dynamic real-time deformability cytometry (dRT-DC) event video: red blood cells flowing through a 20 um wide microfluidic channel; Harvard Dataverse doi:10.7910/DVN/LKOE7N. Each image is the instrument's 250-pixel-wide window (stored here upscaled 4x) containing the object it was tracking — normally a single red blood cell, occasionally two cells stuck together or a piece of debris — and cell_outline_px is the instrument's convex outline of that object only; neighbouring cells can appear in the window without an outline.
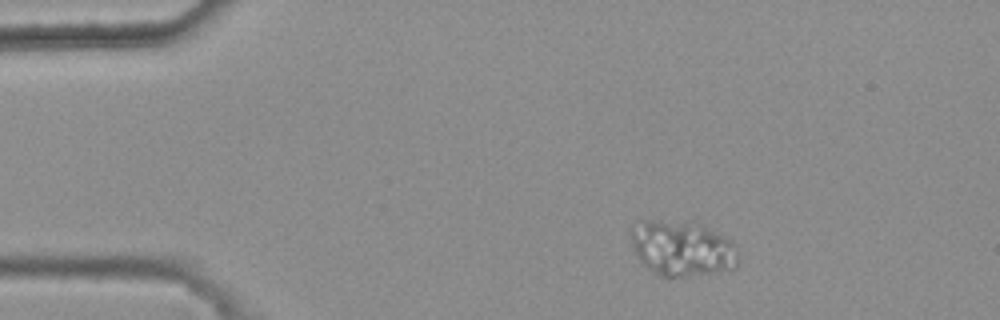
{"species": "common noctule bat (a hibernating species)", "species_latin": "Nyctalus noctula", "temperature_condition": "warm", "stored_images_in_passage": 39, "camera_frame_rate_fps": 3000, "um_per_image_px": 0.085, "animal": {"sex": "female", "body_mass_g": 25.1}, "frame": {"image": 1, "passage_image": 1, "time_ms": 0.0, "image_size_px": [1000, 320], "cell_outline_px": [[736, 268], [680, 276], [660, 276], [652, 272], [636, 256], [632, 244], [632, 224], [644, 220], [660, 220], [688, 224], [704, 228], [724, 236], [732, 240], [736, 248]], "centroid_in_image_um": [57.92, 21.12], "position_along_channel_um": 27.1, "area_um2": 33.47}}
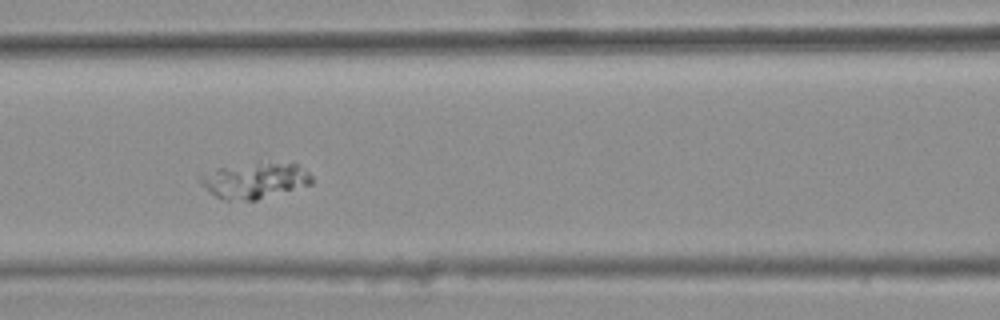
{"frame": {"image": 2, "passage_image": 16, "time_ms": 5.0, "image_size_px": [1000, 320], "cell_outline_px": [[312, 184], [256, 200], [224, 200], [216, 196], [200, 184], [200, 176], [216, 168], [256, 164], [296, 164], [308, 172], [312, 176]], "centroid_in_image_um": [21.64, 15.37], "position_along_channel_um": 145.0, "area_um2": 22.48}}
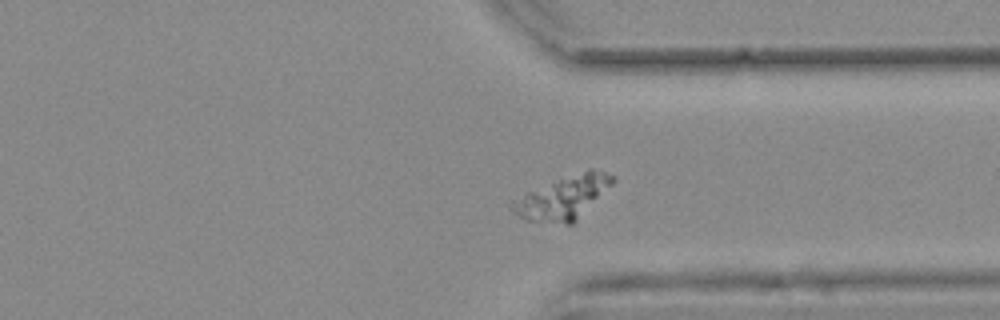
{"frame": {"image": 3, "passage_image": 34, "time_ms": 11.0, "image_size_px": [1000, 320], "cell_outline_px": [[616, 180], [572, 224], [564, 224], [524, 220], [512, 212], [508, 208], [512, 200], [528, 192], [588, 168], [592, 168], [616, 176]], "centroid_in_image_um": [47.85, 16.81], "position_along_channel_um": 363.5, "area_um2": 24.85}}